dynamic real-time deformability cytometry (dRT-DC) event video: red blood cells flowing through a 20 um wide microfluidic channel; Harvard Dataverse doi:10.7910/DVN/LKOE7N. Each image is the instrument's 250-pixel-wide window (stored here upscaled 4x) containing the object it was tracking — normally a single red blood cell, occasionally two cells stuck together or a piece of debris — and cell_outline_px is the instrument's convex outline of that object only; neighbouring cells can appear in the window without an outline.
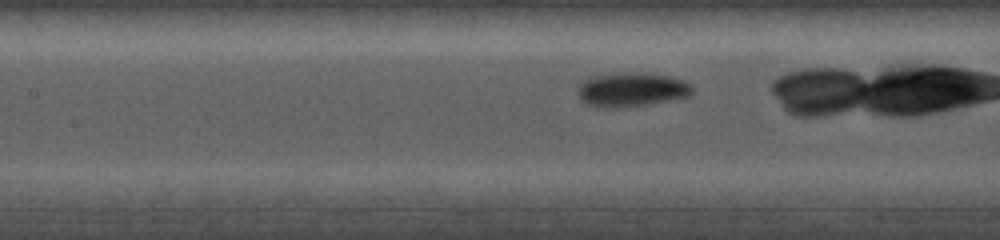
{"species": "common noctule bat (a hibernating species)", "species_latin": "Nyctalus noctula", "temperature_condition": "cold", "stored_images_in_passage": 37, "camera_frame_rate_fps": 5000, "um_per_image_px": 0.085, "animal": {"sex": "female", "body_mass_g": 19.0, "forearm_length_mm": 56.7}, "frame": {"image": 1, "passage_image": 9, "time_ms": 1.8, "image_size_px": [1000, 240], "cell_outline_px": [[692, 92], [688, 96], [648, 104], [620, 108], [596, 108], [584, 104], [580, 100], [580, 84], [584, 80], [592, 76], [628, 72], [644, 72], [668, 76], [684, 80], [692, 88]], "centroid_in_image_um": [53.65, 7.63], "position_along_channel_um": 153.8, "area_um2": 22.77}}
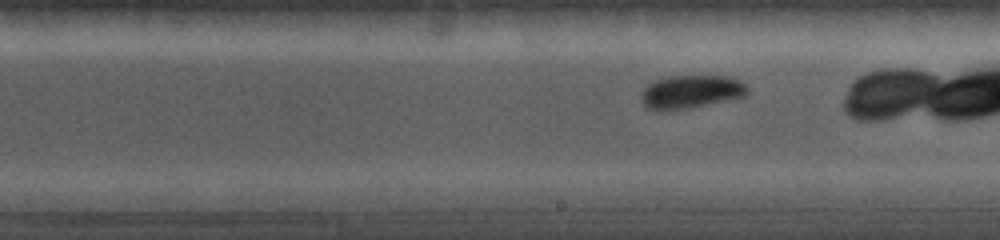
{"frame": {"image": 2, "passage_image": 16, "time_ms": 3.6, "image_size_px": [1000, 240], "cell_outline_px": [[748, 92], [744, 96], [688, 108], [660, 112], [656, 112], [644, 108], [640, 100], [640, 96], [644, 88], [648, 84], [656, 80], [668, 76], [728, 76], [740, 80], [748, 88]], "centroid_in_image_um": [58.64, 7.82], "position_along_channel_um": 230.4, "area_um2": 20.81}}
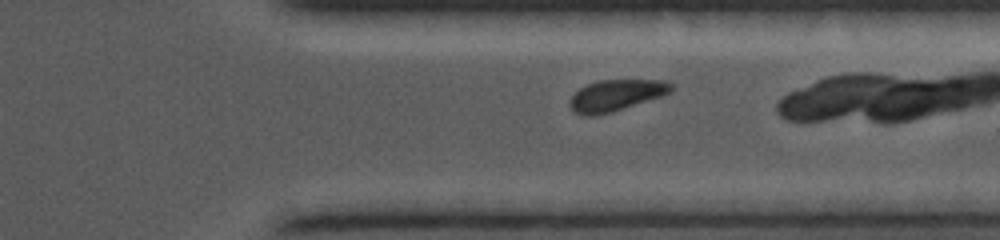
{"frame": {"image": 3, "passage_image": 28, "time_ms": 6.6, "image_size_px": [1000, 240], "cell_outline_px": [[676, 84], [672, 92], [664, 96], [612, 112], [592, 116], [584, 116], [576, 112], [568, 104], [568, 100], [580, 88], [588, 84], [600, 80], [668, 80]], "centroid_in_image_um": [52.45, 8.09], "position_along_channel_um": 359.0, "area_um2": 18.79}}